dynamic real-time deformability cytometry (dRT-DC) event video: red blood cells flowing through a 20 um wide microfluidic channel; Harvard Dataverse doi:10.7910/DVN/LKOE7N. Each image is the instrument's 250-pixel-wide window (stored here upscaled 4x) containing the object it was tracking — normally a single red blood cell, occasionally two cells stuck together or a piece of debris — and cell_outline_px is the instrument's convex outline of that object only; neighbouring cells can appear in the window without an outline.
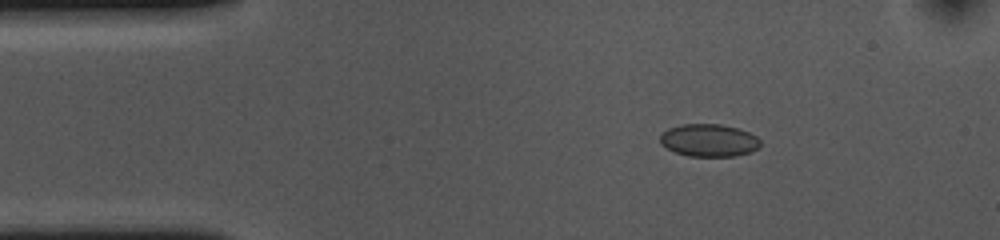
{"species": "common noctule bat (a hibernating species)", "species_latin": "Nyctalus noctula", "temperature_condition": "cold", "stored_images_in_passage": 49, "camera_frame_rate_fps": 3000, "um_per_image_px": 0.085, "animal": {"sex": "female", "body_mass_g": 10.0, "forearm_length_mm": 53.1}, "frame": {"image": 1, "passage_image": 3, "time_ms": 0.667, "image_size_px": [1000, 240], "cell_outline_px": [[760, 144], [752, 152], [736, 156], [688, 156], [676, 152], [660, 144], [660, 136], [668, 128], [680, 124], [720, 124], [736, 128], [748, 132], [756, 136], [760, 140]], "centroid_in_image_um": [60.25, 11.93], "position_along_channel_um": 24.7, "area_um2": 18.96}}
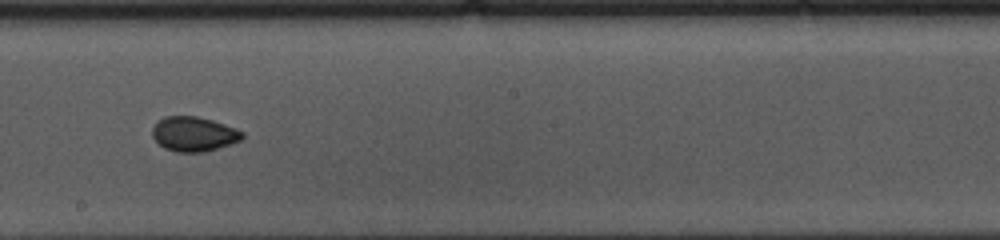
{"frame": {"image": 2, "passage_image": 24, "time_ms": 7.667, "image_size_px": [1000, 240], "cell_outline_px": [[244, 136], [240, 140], [232, 144], [204, 152], [176, 152], [164, 148], [152, 136], [152, 128], [156, 120], [164, 116], [196, 116], [212, 120], [236, 128], [244, 132]], "centroid_in_image_um": [16.46, 11.38], "position_along_channel_um": 231.7, "area_um2": 18.32}}
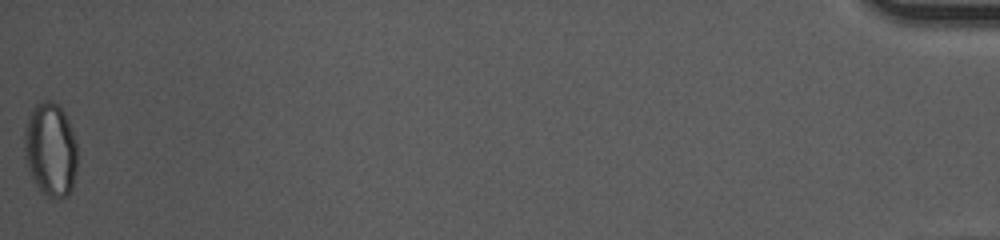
{"frame": {"image": 3, "passage_image": 49, "time_ms": 16.0, "image_size_px": [1000, 240], "cell_outline_px": [[76, 172], [72, 188], [68, 196], [48, 196], [36, 184], [32, 176], [24, 156], [24, 128], [28, 116], [32, 108], [40, 100], [52, 100], [64, 112], [72, 128], [76, 140]], "centroid_in_image_um": [4.29, 12.65], "position_along_channel_um": 430.9, "area_um2": 28.9}, "authors_computed_cell_mechanics": {"area_um2": 18.6116, "velocity_mm_per_s": 3.6458, "shape_relaxation_time_tau1_ms": 6.4159, "shape_relaxation_time_tau2_ms": 3.5656, "deformation_change_tau1": 0.0831, "deformation_change_tau2": 0.0437}}